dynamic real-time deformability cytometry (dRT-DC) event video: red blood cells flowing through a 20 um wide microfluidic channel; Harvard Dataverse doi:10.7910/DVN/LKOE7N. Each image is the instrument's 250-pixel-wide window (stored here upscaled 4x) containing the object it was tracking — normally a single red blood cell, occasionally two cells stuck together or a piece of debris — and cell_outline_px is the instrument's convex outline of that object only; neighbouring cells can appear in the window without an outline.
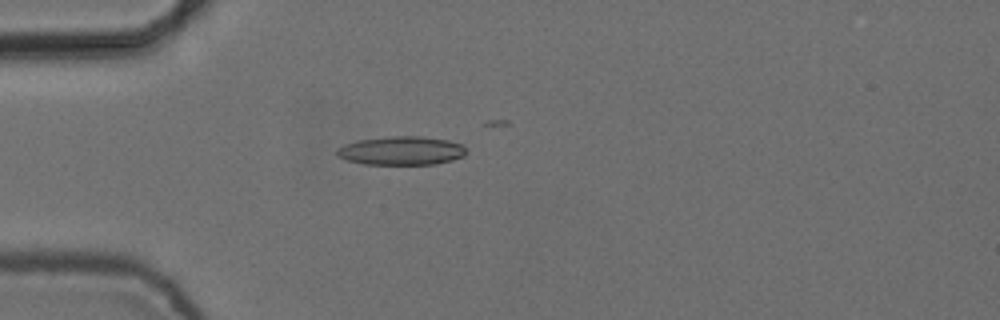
{"species": "common noctule bat (a hibernating species)", "species_latin": "Nyctalus noctula", "temperature_condition": "cold", "stored_images_in_passage": 6, "camera_frame_rate_fps": 3000, "um_per_image_px": 0.085, "animal": {"sex": "female", "body_mass_g": 24.6, "forearm_length_mm": 56.2}, "frame": {"image": 1, "passage_image": 5, "time_ms": 1.333, "image_size_px": [1000, 320], "cell_outline_px": [[468, 152], [464, 156], [452, 160], [436, 164], [364, 164], [348, 160], [336, 156], [336, 148], [344, 144], [360, 140], [388, 136], [420, 136], [448, 140], [460, 144]], "centroid_in_image_um": [34.1, 12.81], "position_along_channel_um": 50.9, "area_um2": 21.62}}